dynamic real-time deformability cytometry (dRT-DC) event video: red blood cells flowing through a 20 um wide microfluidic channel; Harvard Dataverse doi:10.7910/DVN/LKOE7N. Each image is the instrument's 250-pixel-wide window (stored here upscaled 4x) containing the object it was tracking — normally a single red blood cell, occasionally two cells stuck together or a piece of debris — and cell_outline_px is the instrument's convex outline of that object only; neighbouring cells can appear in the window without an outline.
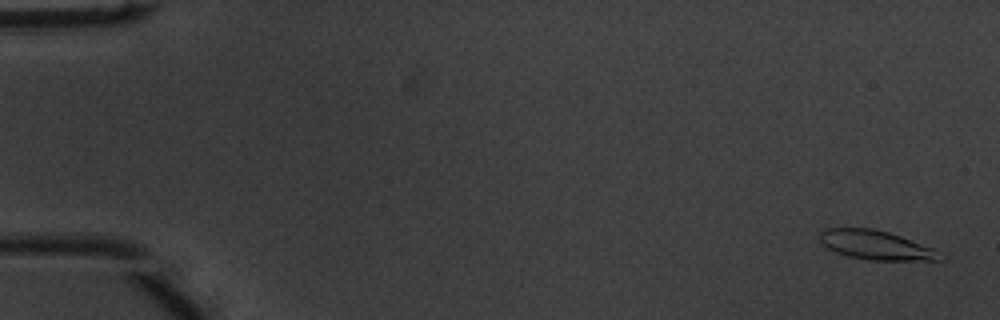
{"species": "common noctule bat (a hibernating species)", "species_latin": "Nyctalus noctula", "temperature_condition": "warm", "stored_images_in_passage": 52, "segment_of_instrument_passage": [1, 2], "camera_frame_rate_fps": 3000, "um_per_image_px": 0.085, "animal": {"sex": "male", "body_mass_g": 20.1, "forearm_length_mm": 53.5}, "frame": {"image": 1, "passage_image": 2, "time_ms": 0.333, "image_size_px": [1000, 320], "cell_outline_px": [[944, 260], [872, 260], [848, 256], [836, 252], [828, 248], [820, 240], [820, 232], [828, 228], [872, 228], [888, 232], [900, 236], [932, 248]], "centroid_in_image_um": [74.41, 20.83], "position_along_channel_um": 10.6, "area_um2": 19.94}}
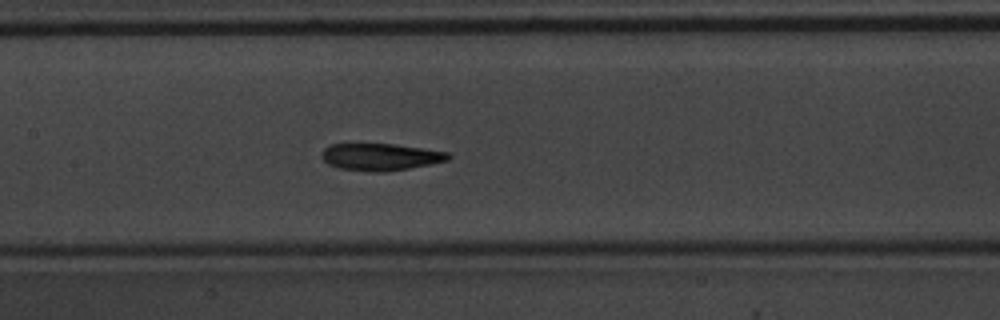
{"frame": {"image": 2, "passage_image": 25, "time_ms": 8.0, "image_size_px": [1000, 320], "cell_outline_px": [[452, 156], [448, 160], [408, 168], [384, 172], [376, 172], [340, 168], [328, 164], [320, 156], [320, 152], [328, 144], [396, 144], [424, 148], [448, 152]], "centroid_in_image_um": [32.32, 13.32], "position_along_channel_um": 175.1, "area_um2": 19.94}}
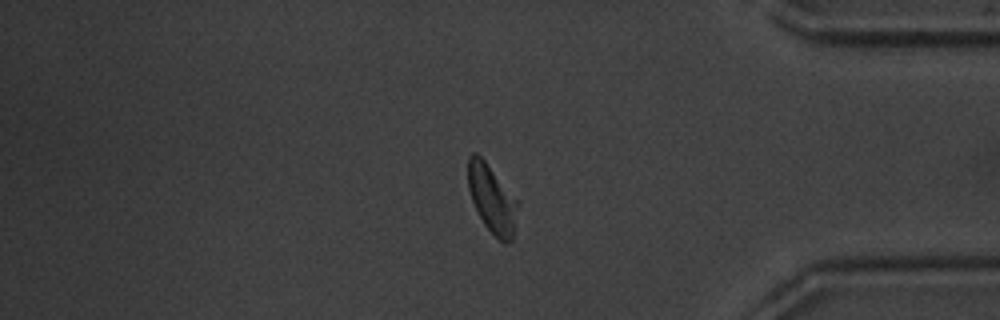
{"frame": {"image": 3, "passage_image": 43, "time_ms": 14.0, "image_size_px": [1000, 320], "cell_outline_px": [[520, 204], [512, 240], [508, 244], [504, 244], [484, 224], [472, 200], [468, 188], [468, 156], [472, 152], [476, 152], [484, 160]], "centroid_in_image_um": [41.83, 16.92], "position_along_channel_um": 393.4, "area_um2": 19.48}}